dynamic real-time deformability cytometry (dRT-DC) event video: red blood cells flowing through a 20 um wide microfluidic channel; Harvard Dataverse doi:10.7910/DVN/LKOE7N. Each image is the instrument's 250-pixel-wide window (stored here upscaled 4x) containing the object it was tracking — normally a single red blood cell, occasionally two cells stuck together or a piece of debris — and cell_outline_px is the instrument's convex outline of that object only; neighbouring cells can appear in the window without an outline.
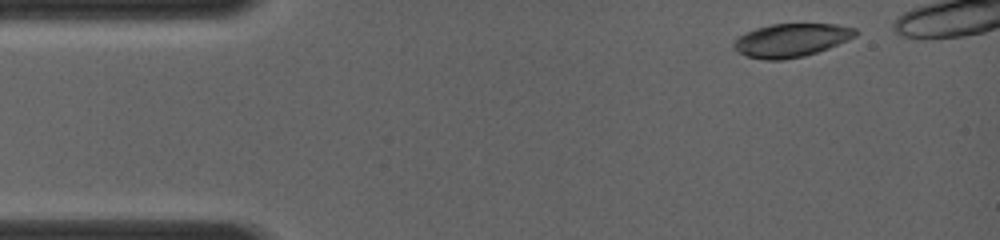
{"species": "common noctule bat (a hibernating species)", "species_latin": "Nyctalus noctula", "temperature_condition": "room temperature", "stored_images_in_passage": 3, "camera_frame_rate_fps": 4000, "um_per_image_px": 0.085, "animal": {"sex": "female", "body_mass_g": 19.0, "forearm_length_mm": 56.7}, "frame": {"image": 1, "passage_image": 1, "time_ms": 0.0, "image_size_px": [1000, 240], "cell_outline_px": [[860, 32], [856, 36], [848, 40], [828, 48], [804, 56], [784, 60], [764, 60], [748, 56], [732, 48], [732, 44], [736, 36], [756, 28], [772, 24], [836, 24], [856, 28]], "centroid_in_image_um": [67.25, 3.41], "position_along_channel_um": 17.7, "area_um2": 23.81}}